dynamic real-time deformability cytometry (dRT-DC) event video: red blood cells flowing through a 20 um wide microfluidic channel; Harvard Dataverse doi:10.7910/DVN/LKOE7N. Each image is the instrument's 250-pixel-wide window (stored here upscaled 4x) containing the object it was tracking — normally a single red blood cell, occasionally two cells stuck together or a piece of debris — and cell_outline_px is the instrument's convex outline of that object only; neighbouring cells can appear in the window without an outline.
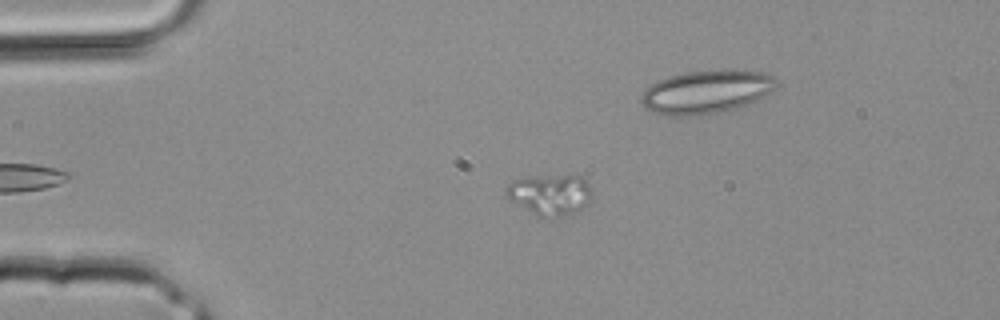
{"species": "common noctule bat (a hibernating species)", "species_latin": "Nyctalus noctula", "temperature_condition": "room temperature", "stored_images_in_passage": 2, "camera_frame_rate_fps": 3000, "um_per_image_px": 0.085, "animal": {"sex": "male", "body_mass_g": 20.4}, "frame": {"image": 1, "passage_image": 1, "time_ms": 0.0, "image_size_px": [1000, 320], "cell_outline_px": [[592, 196], [580, 208], [572, 212], [560, 216], [536, 216], [508, 200], [504, 192], [504, 188], [512, 180], [528, 176], [580, 176], [588, 184], [592, 192]], "centroid_in_image_um": [46.65, 16.52], "position_along_channel_um": 38.4, "area_um2": 20.23}}